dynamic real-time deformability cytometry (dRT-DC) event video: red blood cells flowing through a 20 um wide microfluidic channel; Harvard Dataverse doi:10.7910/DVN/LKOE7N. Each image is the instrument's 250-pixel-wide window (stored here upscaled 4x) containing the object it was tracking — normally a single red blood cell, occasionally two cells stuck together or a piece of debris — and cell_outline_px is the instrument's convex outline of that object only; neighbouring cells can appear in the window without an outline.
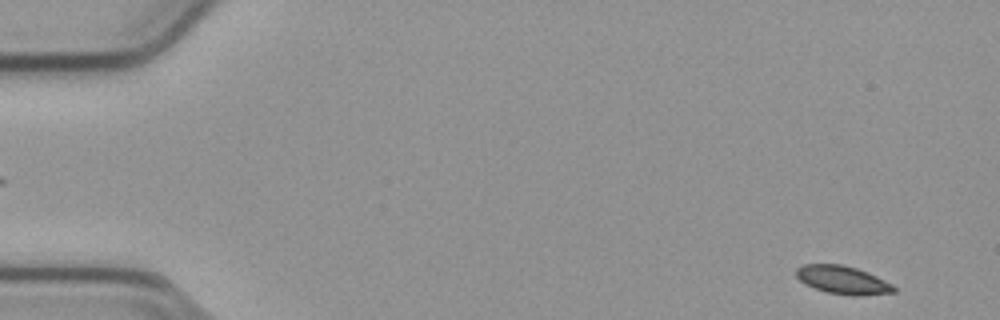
{"species": "common noctule bat (a hibernating species)", "species_latin": "Nyctalus noctula", "temperature_condition": "cold", "stored_images_in_passage": 53, "camera_frame_rate_fps": 3000, "um_per_image_px": 0.085, "animal": {"sex": "male", "body_mass_g": 23.1, "forearm_length_mm": 52.7}, "frame": {"image": 1, "passage_image": 2, "time_ms": 0.333, "image_size_px": [1000, 320], "cell_outline_px": [[896, 292], [856, 296], [828, 292], [804, 284], [796, 276], [796, 268], [804, 264], [844, 264], [856, 268], [876, 276], [892, 284], [896, 288]], "centroid_in_image_um": [71.63, 23.79], "position_along_channel_um": 13.4, "area_um2": 15.9}}
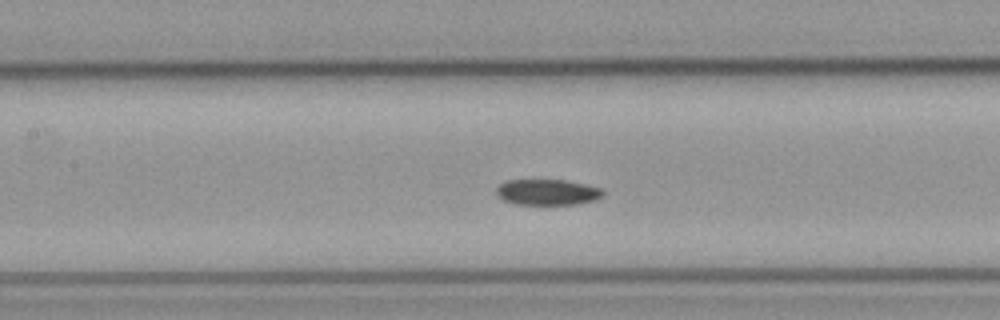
{"frame": {"image": 2, "passage_image": 24, "time_ms": 7.667, "image_size_px": [1000, 320], "cell_outline_px": [[604, 192], [600, 196], [592, 200], [576, 204], [516, 204], [504, 200], [496, 196], [496, 188], [500, 184], [508, 180], [564, 180], [584, 184], [600, 188]], "centroid_in_image_um": [46.46, 16.33], "position_along_channel_um": 160.9, "area_um2": 15.78}}
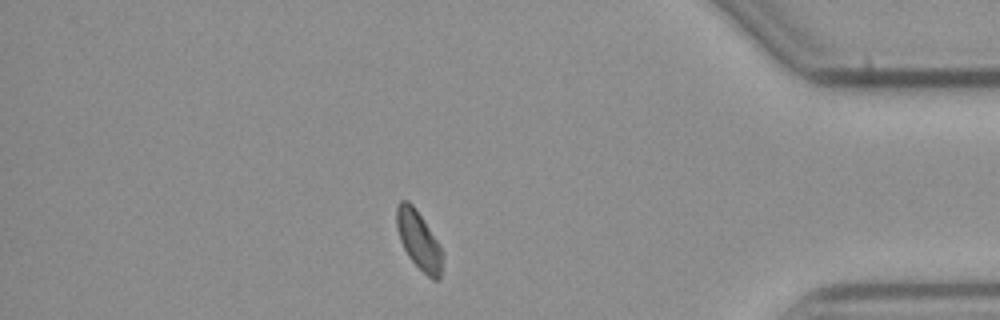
{"frame": {"image": 3, "passage_image": 46, "time_ms": 15.0, "image_size_px": [1000, 320], "cell_outline_px": [[440, 280], [432, 280], [408, 256], [400, 240], [396, 228], [396, 208], [400, 200], [408, 200], [412, 204], [440, 244]], "centroid_in_image_um": [35.54, 20.38], "position_along_channel_um": 399.7, "area_um2": 15.14}, "authors_computed_cell_mechanics": {"area_um2": 16.5886, "velocity_mm_per_s": 3.7503, "shape_relaxation_time_tau1_ms": 2.5468, "shape_relaxation_time_tau2_ms": null, "deformation_change_tau1": 0.0703, "deformation_change_tau2": null}}